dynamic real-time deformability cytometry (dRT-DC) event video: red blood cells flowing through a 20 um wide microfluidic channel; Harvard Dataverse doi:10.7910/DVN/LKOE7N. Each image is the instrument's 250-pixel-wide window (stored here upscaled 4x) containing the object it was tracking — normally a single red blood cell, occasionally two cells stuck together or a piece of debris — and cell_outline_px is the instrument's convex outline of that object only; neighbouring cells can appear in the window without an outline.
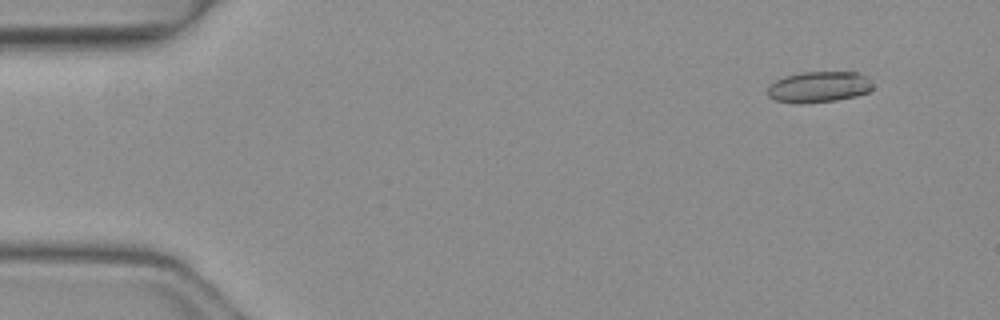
{"species": "common noctule bat (a hibernating species)", "species_latin": "Nyctalus noctula", "temperature_condition": "warm", "stored_images_in_passage": 5, "camera_frame_rate_fps": 3000, "um_per_image_px": 0.085, "animal": {"sex": "female", "body_mass_g": 19.3, "forearm_length_mm": 54.1}, "frame": {"image": 1, "passage_image": 2, "time_ms": 0.333, "image_size_px": [1000, 320], "cell_outline_px": [[872, 88], [868, 92], [856, 96], [836, 100], [804, 104], [792, 104], [776, 100], [768, 96], [768, 88], [776, 80], [784, 76], [800, 72], [856, 72], [868, 76], [872, 84]], "centroid_in_image_um": [69.6, 7.4], "position_along_channel_um": 15.4, "area_um2": 19.19}}
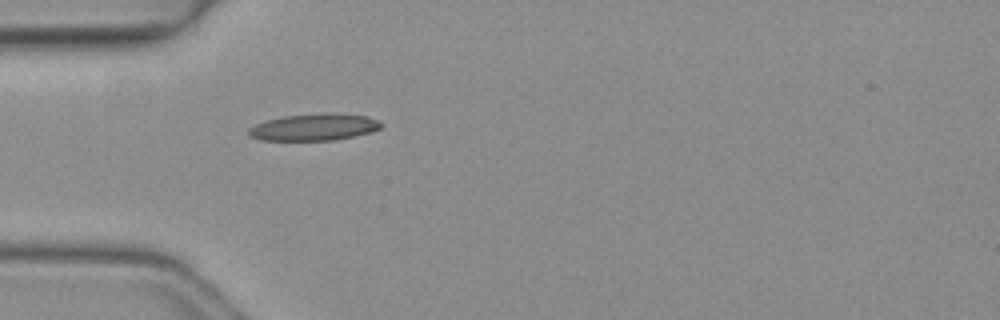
{"frame": {"image": 2, "passage_image": 5, "time_ms": 1.333, "image_size_px": [1000, 320], "cell_outline_px": [[384, 124], [380, 128], [372, 132], [336, 140], [260, 140], [248, 136], [248, 128], [256, 124], [268, 120], [284, 116], [324, 112], [332, 112], [368, 116], [380, 120]], "centroid_in_image_um": [26.75, 10.8], "position_along_channel_um": 58.3, "area_um2": 21.04}}